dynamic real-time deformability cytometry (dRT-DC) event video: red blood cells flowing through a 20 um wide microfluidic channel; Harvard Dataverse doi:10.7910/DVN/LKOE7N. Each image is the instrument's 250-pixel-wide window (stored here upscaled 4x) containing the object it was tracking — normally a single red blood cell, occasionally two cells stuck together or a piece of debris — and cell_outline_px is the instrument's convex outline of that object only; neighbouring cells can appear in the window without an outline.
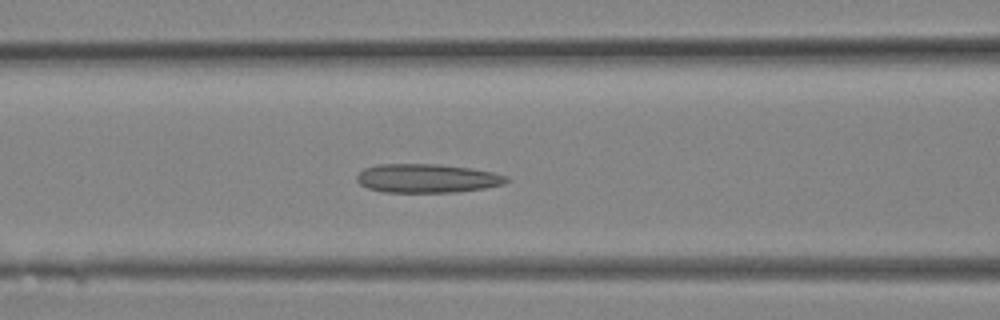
{"species": "Egyptian fruit bat (a non-hibernating species)", "species_latin": "Rousettus aegyptiacus", "temperature_condition": "room temperature", "stored_images_in_passage": 12, "camera_frame_rate_fps": 3000, "um_per_image_px": 0.085, "animal": {"sex": "female"}, "frame": {"image": 1, "passage_image": 10, "time_ms": 3.0, "image_size_px": [1000, 320], "cell_outline_px": [[512, 180], [500, 184], [484, 188], [456, 192], [384, 192], [368, 188], [360, 184], [356, 180], [356, 176], [364, 168], [380, 164], [440, 164], [472, 168], [492, 172], [508, 176]], "centroid_in_image_um": [36.3, 15.15], "position_along_channel_um": 130.3, "area_um2": 25.14}}
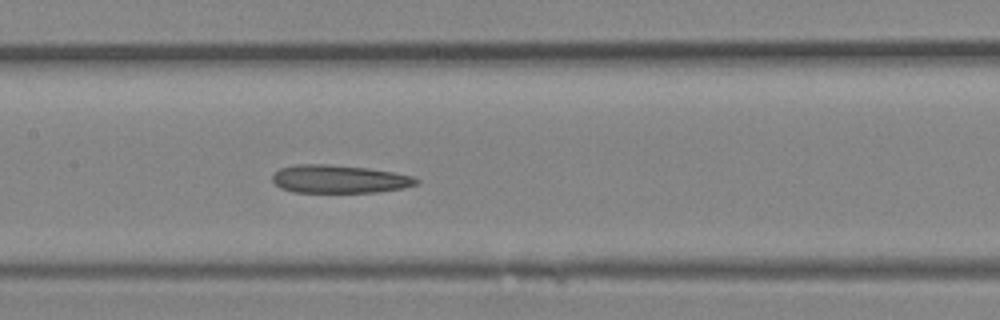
{"frame": {"image": 2, "passage_image": 12, "time_ms": 3.667, "image_size_px": [1000, 320], "cell_outline_px": [[420, 180], [416, 184], [404, 188], [380, 192], [292, 192], [280, 188], [272, 180], [272, 176], [280, 168], [296, 164], [328, 164], [368, 168], [396, 172], [412, 176]], "centroid_in_image_um": [28.85, 15.22], "position_along_channel_um": 178.6, "area_um2": 23.7}}